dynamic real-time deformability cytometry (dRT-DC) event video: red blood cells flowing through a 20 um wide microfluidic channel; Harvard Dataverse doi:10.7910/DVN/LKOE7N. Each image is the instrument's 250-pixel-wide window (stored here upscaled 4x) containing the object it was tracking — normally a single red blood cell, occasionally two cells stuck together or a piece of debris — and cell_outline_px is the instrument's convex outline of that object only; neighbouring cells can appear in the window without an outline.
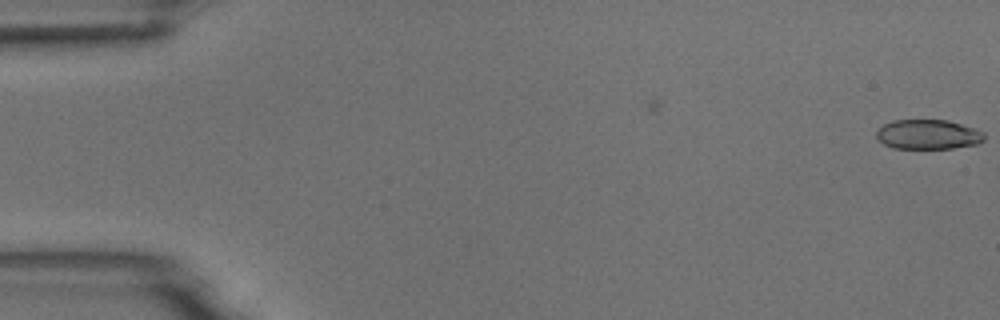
{"species": "common noctule bat (a hibernating species)", "species_latin": "Nyctalus noctula", "temperature_condition": "room temperature", "stored_images_in_passage": 5, "camera_frame_rate_fps": 3000, "um_per_image_px": 0.085, "animal": {"sex": "male", "body_mass_g": 18.8}, "frame": {"image": 1, "passage_image": 5, "time_ms": 1.333, "image_size_px": [1000, 320], "cell_outline_px": [[984, 140], [980, 144], [952, 148], [892, 148], [884, 144], [876, 136], [876, 132], [884, 124], [892, 120], [948, 120], [984, 132]], "centroid_in_image_um": [78.89, 11.43], "position_along_channel_um": 6.1, "area_um2": 18.55}}